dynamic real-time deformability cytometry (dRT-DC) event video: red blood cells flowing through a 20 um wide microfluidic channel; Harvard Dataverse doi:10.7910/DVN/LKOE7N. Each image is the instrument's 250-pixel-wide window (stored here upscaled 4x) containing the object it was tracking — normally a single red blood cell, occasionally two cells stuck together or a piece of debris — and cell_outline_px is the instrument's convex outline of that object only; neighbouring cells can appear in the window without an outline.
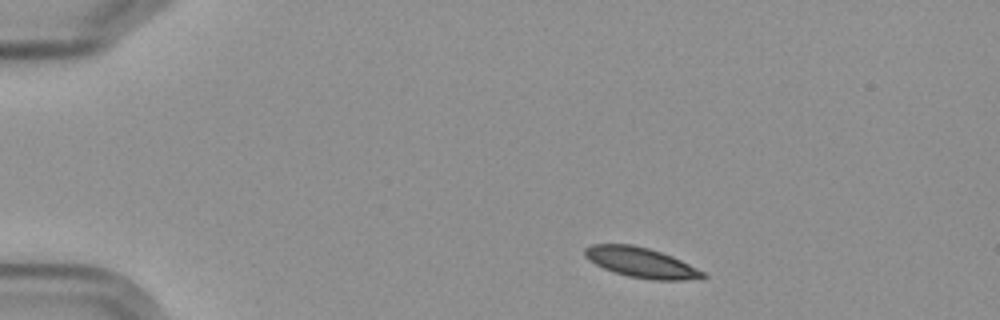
{"species": "Egyptian fruit bat (a non-hibernating species)", "species_latin": "Rousettus aegyptiacus", "temperature_condition": "cold", "stored_images_in_passage": 4, "camera_frame_rate_fps": 3000, "um_per_image_px": 0.085, "frame": {"image": 1, "passage_image": 1, "time_ms": 0.0, "image_size_px": [1000, 320], "cell_outline_px": [[708, 276], [684, 280], [652, 280], [628, 276], [604, 268], [588, 260], [584, 256], [584, 248], [592, 244], [632, 244], [648, 248], [672, 256], [704, 272]], "centroid_in_image_um": [54.45, 22.31], "position_along_channel_um": 30.5, "area_um2": 20.46}}
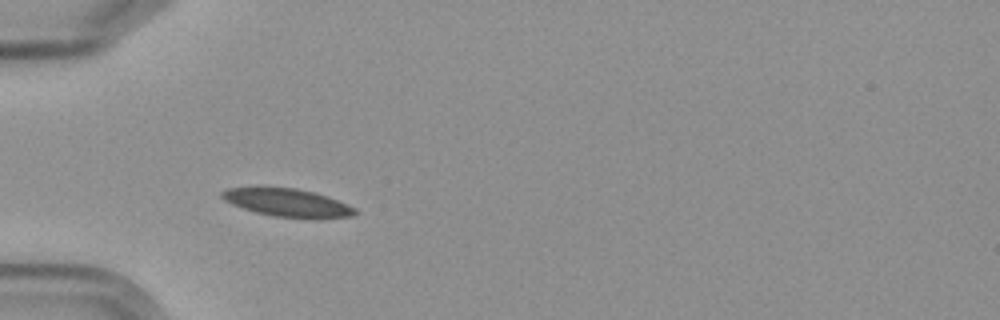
{"frame": {"image": 2, "passage_image": 3, "time_ms": 2.667, "image_size_px": [1000, 320], "cell_outline_px": [[360, 212], [356, 216], [320, 220], [312, 220], [272, 216], [256, 212], [232, 204], [224, 200], [220, 196], [220, 192], [228, 188], [292, 188], [312, 192], [328, 196], [356, 208]], "centroid_in_image_um": [24.55, 17.28], "position_along_channel_um": 60.5, "area_um2": 22.08}}